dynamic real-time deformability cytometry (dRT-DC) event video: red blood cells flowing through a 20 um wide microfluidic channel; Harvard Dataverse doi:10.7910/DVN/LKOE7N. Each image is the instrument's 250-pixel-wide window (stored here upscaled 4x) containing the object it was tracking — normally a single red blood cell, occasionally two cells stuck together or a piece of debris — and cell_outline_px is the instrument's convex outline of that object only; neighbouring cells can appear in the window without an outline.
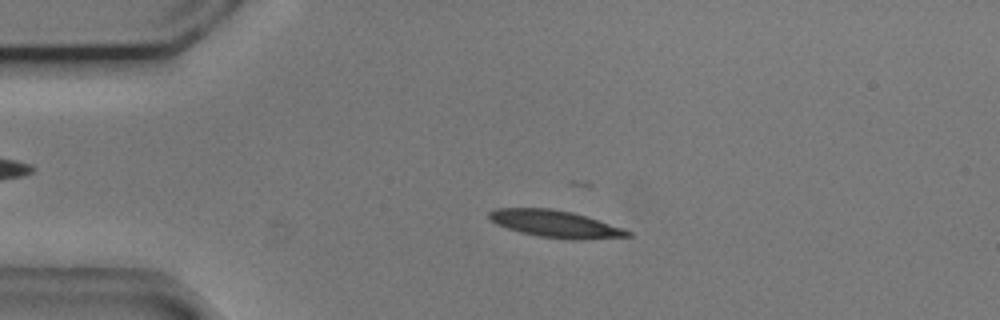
{"species": "common noctule bat (a hibernating species)", "species_latin": "Nyctalus noctula", "temperature_condition": "cold", "stored_images_in_passage": 43, "camera_frame_rate_fps": 3000, "um_per_image_px": 0.085, "animal": {"sex": "male", "body_mass_g": 20.5, "forearm_length_mm": 52.5}, "frame": {"image": 1, "passage_image": 1, "time_ms": 0.0, "image_size_px": [1000, 320], "cell_outline_px": [[632, 236], [576, 240], [572, 240], [540, 236], [520, 232], [496, 224], [488, 216], [488, 212], [492, 208], [548, 208], [572, 212], [624, 228], [632, 232]], "centroid_in_image_um": [47.2, 19.03], "position_along_channel_um": 37.8, "area_um2": 21.73}}
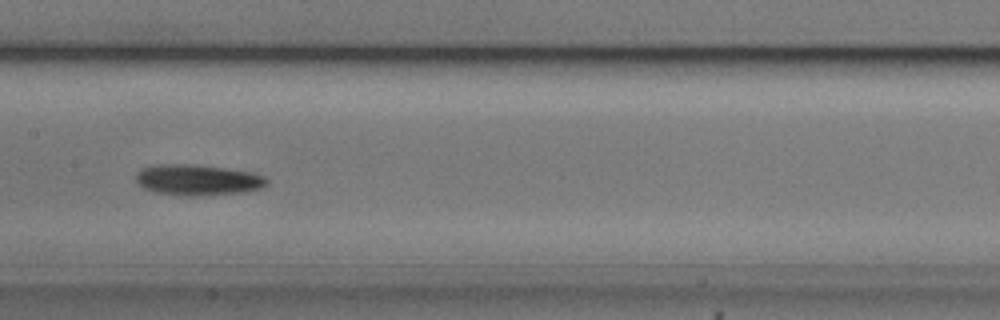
{"frame": {"image": 2, "passage_image": 16, "time_ms": 5.0, "image_size_px": [1000, 320], "cell_outline_px": [[268, 184], [264, 188], [244, 192], [200, 196], [188, 196], [156, 192], [144, 188], [136, 180], [136, 172], [140, 168], [156, 164], [192, 164], [256, 172], [264, 176], [268, 180]], "centroid_in_image_um": [16.85, 15.29], "position_along_channel_um": 190.6, "area_um2": 23.81}}
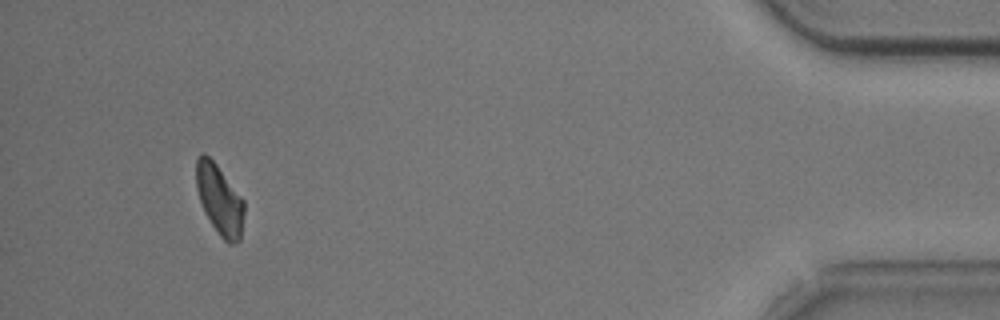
{"frame": {"image": 3, "passage_image": 40, "time_ms": 13.0, "image_size_px": [1000, 320], "cell_outline_px": [[244, 212], [240, 240], [232, 244], [228, 244], [220, 236], [204, 212], [196, 188], [196, 160], [204, 152], [216, 164], [244, 200]], "centroid_in_image_um": [18.66, 16.99], "position_along_channel_um": 416.5, "area_um2": 19.36}, "authors_computed_cell_mechanics": {"area_um2": 21.675, "velocity_mm_per_s": 3.6873, "shape_relaxation_time_tau1_ms": 3.4203, "shape_relaxation_time_tau2_ms": null, "deformation_change_tau1": 0.1268, "deformation_change_tau2": null}}